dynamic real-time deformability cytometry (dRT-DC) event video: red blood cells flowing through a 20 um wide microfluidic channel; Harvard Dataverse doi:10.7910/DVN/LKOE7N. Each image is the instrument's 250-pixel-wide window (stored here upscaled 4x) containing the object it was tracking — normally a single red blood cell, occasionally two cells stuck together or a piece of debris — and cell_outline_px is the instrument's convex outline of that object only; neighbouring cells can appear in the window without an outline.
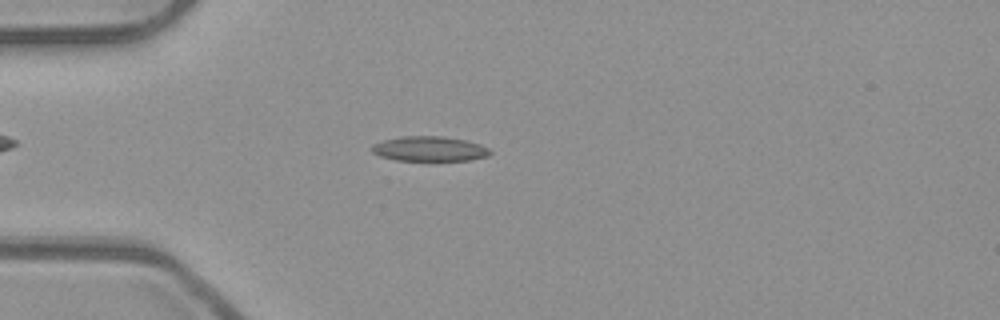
{"species": "common noctule bat (a hibernating species)", "species_latin": "Nyctalus noctula", "temperature_condition": "room temperature", "stored_images_in_passage": 52, "camera_frame_rate_fps": 3000, "um_per_image_px": 0.085, "animal": {"sex": "male", "body_mass_g": 23.1, "forearm_length_mm": 52.7}, "frame": {"image": 1, "passage_image": 14, "time_ms": 4.333, "image_size_px": [1000, 320], "cell_outline_px": [[492, 152], [488, 156], [468, 160], [396, 160], [380, 156], [372, 152], [372, 144], [384, 140], [400, 136], [444, 136], [464, 140], [480, 144], [488, 148]], "centroid_in_image_um": [36.5, 12.64], "position_along_channel_um": 48.5, "area_um2": 17.05}}
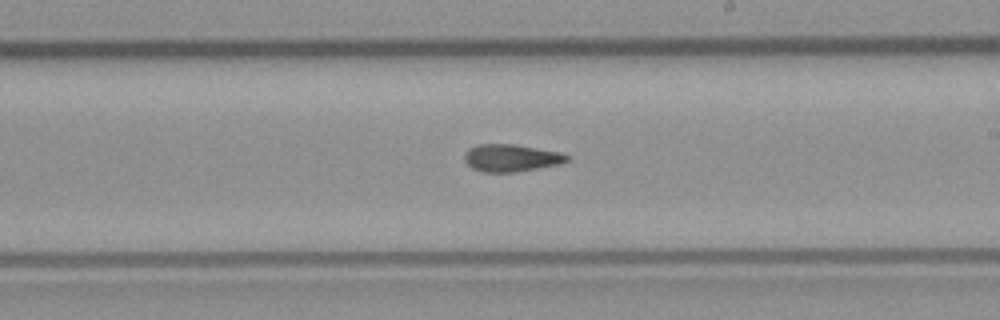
{"frame": {"image": 2, "passage_image": 30, "time_ms": 9.667, "image_size_px": [1000, 320], "cell_outline_px": [[572, 156], [568, 160], [560, 164], [516, 172], [484, 172], [472, 168], [464, 160], [464, 152], [468, 148], [476, 144], [512, 144], [560, 152]], "centroid_in_image_um": [43.43, 13.42], "position_along_channel_um": 245.6, "area_um2": 16.42}}
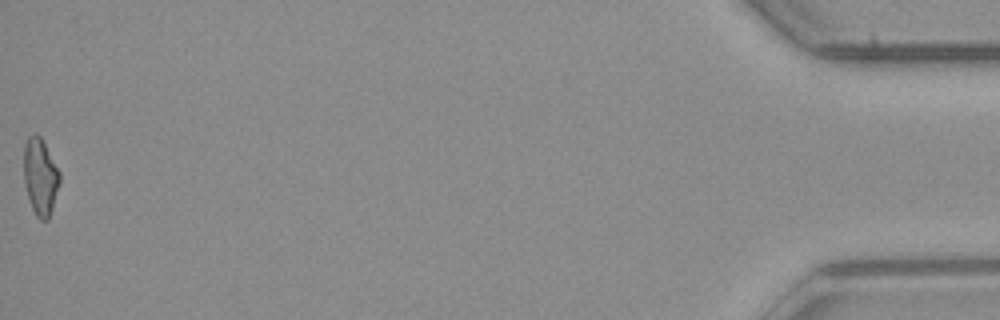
{"frame": {"image": 3, "passage_image": 52, "time_ms": 17.0, "image_size_px": [1000, 320], "cell_outline_px": [[60, 184], [48, 220], [40, 220], [36, 216], [32, 208], [24, 184], [24, 144], [28, 136], [36, 132], [40, 136], [60, 172]], "centroid_in_image_um": [3.42, 15.01], "position_along_channel_um": 431.8, "area_um2": 16.07}, "authors_computed_cell_mechanics": {"area_um2": 16.2418, "velocity_mm_per_s": 3.9557, "shape_relaxation_time_tau1_ms": null, "shape_relaxation_time_tau2_ms": 3.8143, "deformation_change_tau1": null, "deformation_change_tau2": 0.1334}}